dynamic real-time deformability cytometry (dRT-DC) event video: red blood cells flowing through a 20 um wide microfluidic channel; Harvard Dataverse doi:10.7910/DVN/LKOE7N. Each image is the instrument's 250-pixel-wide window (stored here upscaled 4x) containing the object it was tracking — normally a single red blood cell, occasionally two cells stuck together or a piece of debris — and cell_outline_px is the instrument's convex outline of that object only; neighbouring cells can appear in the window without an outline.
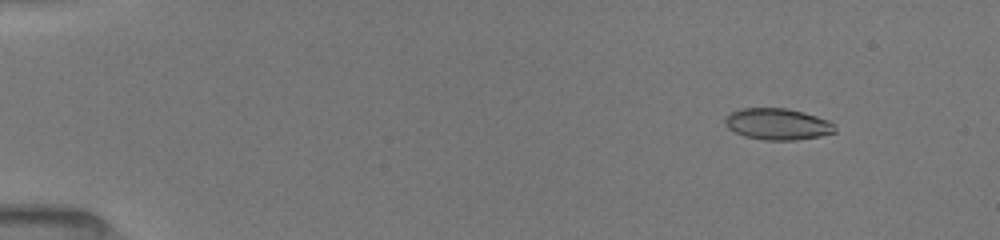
{"species": "common noctule bat (a hibernating species)", "species_latin": "Nyctalus noctula", "temperature_condition": "room temperature", "stored_images_in_passage": 52, "camera_frame_rate_fps": 3000, "um_per_image_px": 0.085, "animal": {"sex": "female", "body_mass_g": 19.5, "forearm_length_mm": 54.1}, "frame": {"image": 1, "passage_image": 6, "time_ms": 1.667, "image_size_px": [1000, 240], "cell_outline_px": [[836, 132], [820, 136], [796, 140], [764, 140], [744, 136], [728, 128], [724, 124], [724, 120], [728, 112], [740, 108], [784, 108], [804, 112], [828, 120], [836, 124]], "centroid_in_image_um": [66.08, 10.54], "position_along_channel_um": 18.9, "area_um2": 20.35}}
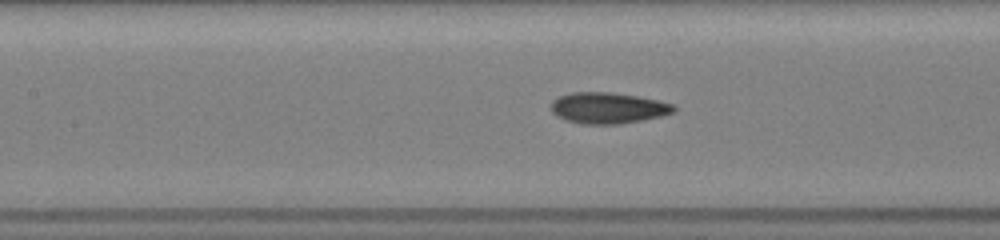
{"frame": {"image": 2, "passage_image": 25, "time_ms": 8.0, "image_size_px": [1000, 240], "cell_outline_px": [[676, 112], [664, 116], [620, 124], [580, 124], [564, 120], [556, 116], [552, 112], [552, 100], [560, 96], [572, 92], [612, 92], [636, 96], [656, 100], [672, 104], [676, 108]], "centroid_in_image_um": [51.68, 9.19], "position_along_channel_um": 155.7, "area_um2": 22.37}}
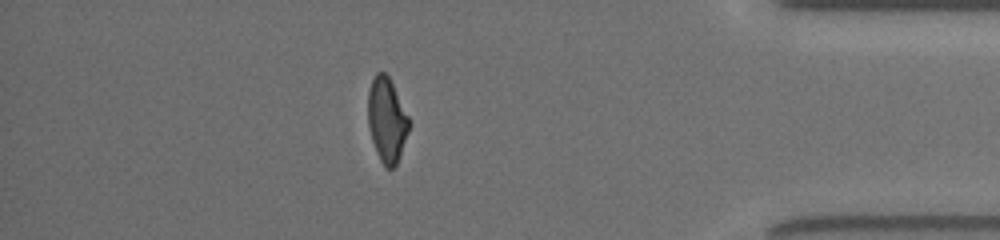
{"frame": {"image": 3, "passage_image": 46, "time_ms": 15.0, "image_size_px": [1000, 240], "cell_outline_px": [[408, 132], [396, 164], [392, 168], [388, 168], [380, 160], [372, 140], [368, 124], [368, 92], [372, 80], [376, 72], [384, 72], [388, 76], [408, 116]], "centroid_in_image_um": [32.85, 10.17], "position_along_channel_um": 402.3, "area_um2": 19.59}, "authors_computed_cell_mechanics": {"area_um2": 21.0103, "velocity_mm_per_s": 3.9901, "shape_relaxation_time_tau1_ms": 5.1781, "shape_relaxation_time_tau2_ms": 1.4388, "deformation_change_tau1": 0.1812, "deformation_change_tau2": 0.0761}}